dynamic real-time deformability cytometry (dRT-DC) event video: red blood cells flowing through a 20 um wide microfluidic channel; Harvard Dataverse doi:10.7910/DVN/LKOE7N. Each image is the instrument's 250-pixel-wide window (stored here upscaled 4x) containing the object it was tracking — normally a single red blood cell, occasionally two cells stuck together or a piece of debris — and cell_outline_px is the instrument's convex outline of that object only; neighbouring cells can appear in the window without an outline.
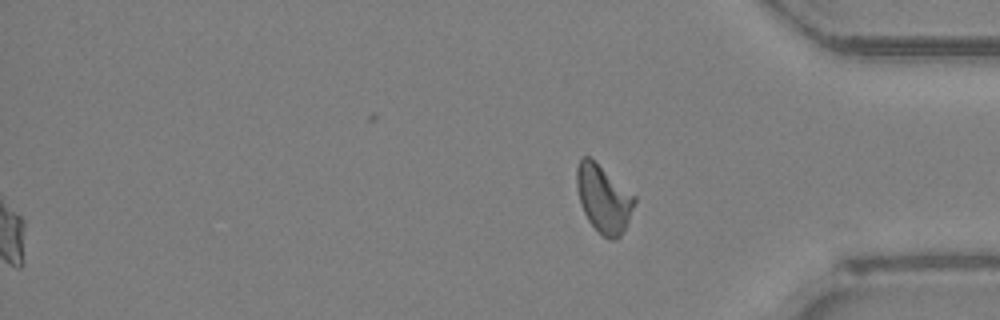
{"species": "Egyptian fruit bat (a non-hibernating species)", "species_latin": "Rousettus aegyptiacus", "temperature_condition": "room temperature", "stored_images_in_passage": 49, "segment_of_instrument_passage": [2, 2], "camera_frame_rate_fps": 3000, "um_per_image_px": 0.085, "animal": {"sex": "female"}, "frame": {"image": 1, "passage_image": 49, "time_ms": 16.0, "image_size_px": [1000, 320], "cell_outline_px": [[636, 200], [628, 220], [620, 236], [616, 240], [608, 240], [588, 220], [580, 204], [576, 188], [576, 168], [580, 156], [588, 156], [636, 196]], "centroid_in_image_um": [51.27, 16.88], "position_along_channel_um": 383.9, "area_um2": 22.48}}